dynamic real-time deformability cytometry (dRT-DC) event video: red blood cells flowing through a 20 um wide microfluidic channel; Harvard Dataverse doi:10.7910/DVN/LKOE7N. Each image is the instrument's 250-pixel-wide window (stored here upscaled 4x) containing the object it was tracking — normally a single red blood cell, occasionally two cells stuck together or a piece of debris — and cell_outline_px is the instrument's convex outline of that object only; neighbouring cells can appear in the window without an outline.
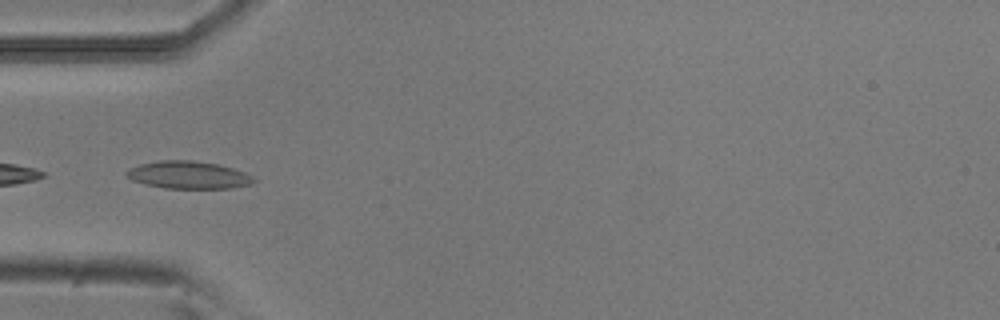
{"species": "common noctule bat (a hibernating species)", "species_latin": "Nyctalus noctula", "temperature_condition": "room temperature", "stored_images_in_passage": 36, "camera_frame_rate_fps": 3000, "um_per_image_px": 0.085, "animal": {"sex": "male", "body_mass_g": 20.5, "forearm_length_mm": 52.5}, "frame": {"image": 1, "passage_image": 16, "time_ms": 5.0, "image_size_px": [1000, 320], "cell_outline_px": [[256, 180], [252, 184], [232, 188], [164, 188], [144, 184], [132, 180], [124, 176], [124, 172], [128, 168], [140, 164], [160, 160], [192, 160], [216, 164], [232, 168], [244, 172], [252, 176]], "centroid_in_image_um": [15.96, 14.87], "position_along_channel_um": 69.0, "area_um2": 20.52}}